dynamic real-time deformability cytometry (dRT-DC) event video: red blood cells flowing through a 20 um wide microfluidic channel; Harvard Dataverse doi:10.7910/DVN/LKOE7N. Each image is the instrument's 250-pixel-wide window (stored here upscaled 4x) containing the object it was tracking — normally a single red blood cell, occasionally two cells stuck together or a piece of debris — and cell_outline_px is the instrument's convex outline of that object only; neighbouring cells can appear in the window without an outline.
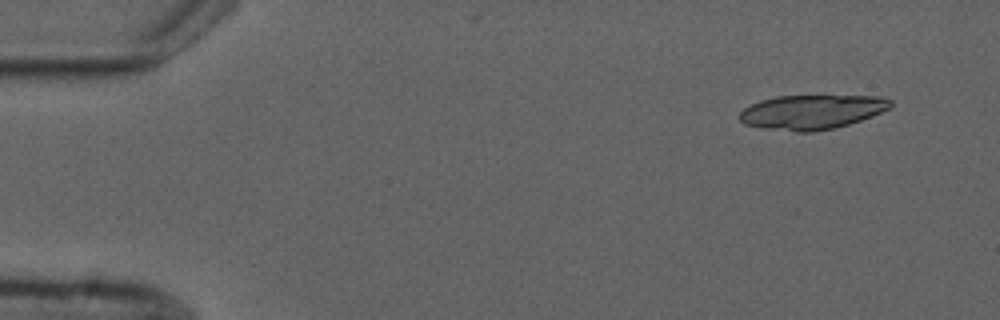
{"species": "common noctule bat (a hibernating species)", "species_latin": "Nyctalus noctula", "temperature_condition": "cold", "stored_images_in_passage": 5, "camera_frame_rate_fps": 3000, "um_per_image_px": 0.085, "animal": {"sex": "male", "forearm_length_mm": 52.5}, "frame": {"image": 1, "passage_image": 1, "time_ms": 0.0, "image_size_px": [1000, 320], "cell_outline_px": [[892, 104], [888, 108], [872, 116], [836, 128], [812, 132], [796, 132], [760, 128], [744, 124], [740, 120], [740, 112], [744, 108], [760, 100], [776, 96], [880, 96], [892, 100]], "centroid_in_image_um": [68.97, 9.52], "position_along_channel_um": 16.0, "area_um2": 30.29}}
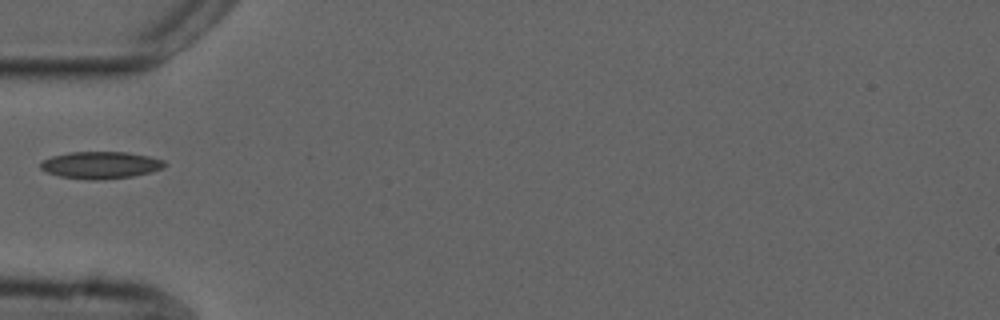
{"frame": {"image": 2, "passage_image": 5, "time_ms": 4.667, "image_size_px": [1000, 320], "cell_outline_px": [[168, 164], [164, 168], [132, 176], [100, 180], [88, 180], [60, 176], [48, 172], [40, 168], [40, 164], [44, 160], [52, 156], [68, 152], [128, 152], [148, 156], [164, 160]], "centroid_in_image_um": [8.57, 14.03], "position_along_channel_um": 76.4, "area_um2": 19.54}}